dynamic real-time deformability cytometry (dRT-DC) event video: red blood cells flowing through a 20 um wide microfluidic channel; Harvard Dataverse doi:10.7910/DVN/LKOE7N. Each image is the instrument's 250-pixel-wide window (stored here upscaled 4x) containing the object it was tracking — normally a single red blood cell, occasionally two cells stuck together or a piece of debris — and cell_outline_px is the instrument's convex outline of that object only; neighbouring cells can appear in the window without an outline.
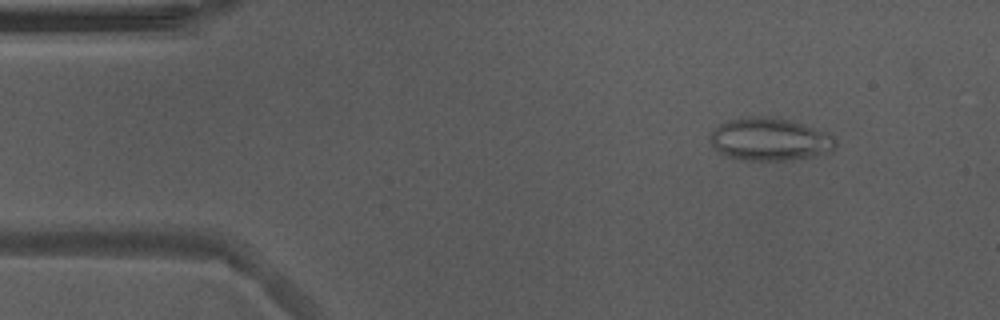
{"species": "Egyptian fruit bat (a non-hibernating species)", "species_latin": "Rousettus aegyptiacus", "temperature_condition": "warm", "stored_images_in_passage": 51, "camera_frame_rate_fps": 3000, "um_per_image_px": 0.085, "animal": {"sex": "male"}, "frame": {"image": 1, "passage_image": 5, "time_ms": 1.333, "image_size_px": [1000, 320], "cell_outline_px": [[836, 144], [828, 152], [788, 160], [744, 160], [728, 156], [720, 152], [708, 140], [708, 136], [720, 124], [728, 120], [756, 116], [764, 116], [788, 120], [804, 124], [828, 132], [836, 140]], "centroid_in_image_um": [65.41, 11.83], "position_along_channel_um": 19.6, "area_um2": 30.81}}
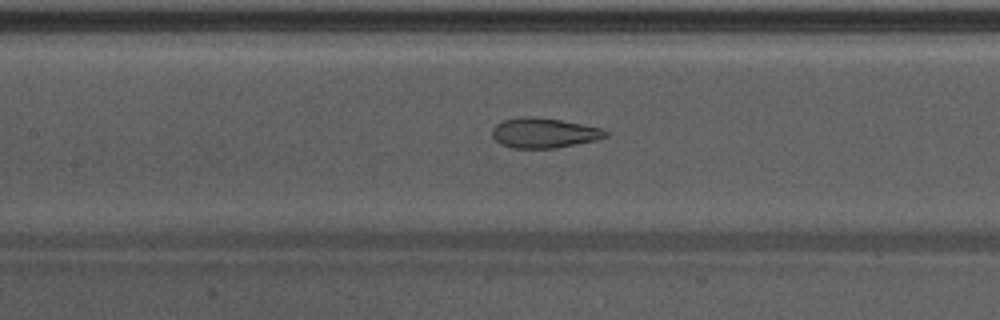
{"frame": {"image": 2, "passage_image": 22, "time_ms": 7.0, "image_size_px": [1000, 320], "cell_outline_px": [[608, 136], [596, 140], [556, 148], [512, 148], [500, 144], [492, 136], [492, 128], [496, 124], [504, 120], [524, 116], [528, 116], [560, 120], [600, 128], [608, 132]], "centroid_in_image_um": [46.21, 11.31], "position_along_channel_um": 161.2, "area_um2": 19.65}}
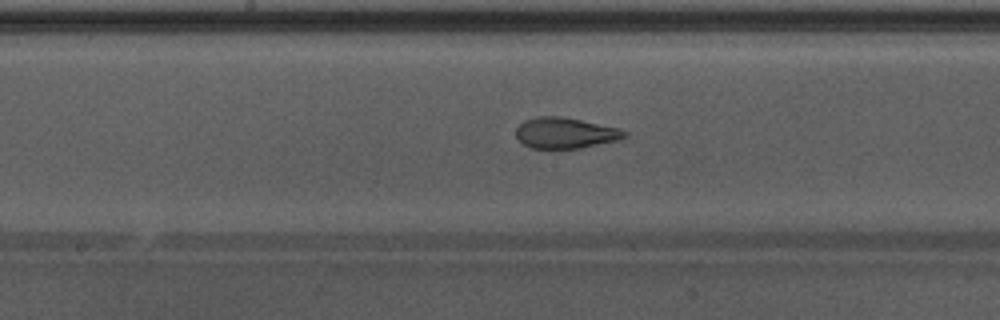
{"frame": {"image": 3, "passage_image": 25, "time_ms": 8.0, "image_size_px": [1000, 320], "cell_outline_px": [[628, 136], [616, 140], [580, 148], [532, 148], [524, 144], [516, 136], [516, 128], [524, 120], [536, 116], [560, 116], [620, 128], [628, 132]], "centroid_in_image_um": [48.05, 11.29], "position_along_channel_um": 200.2, "area_um2": 19.36}, "authors_computed_cell_mechanics": {"area_um2": 21.675, "velocity_mm_per_s": 3.9143, "shape_relaxation_time_tau1_ms": 10.9662, "shape_relaxation_time_tau2_ms": 1.2813, "deformation_change_tau1": 0.2692, "deformation_change_tau2": 0.0892}}